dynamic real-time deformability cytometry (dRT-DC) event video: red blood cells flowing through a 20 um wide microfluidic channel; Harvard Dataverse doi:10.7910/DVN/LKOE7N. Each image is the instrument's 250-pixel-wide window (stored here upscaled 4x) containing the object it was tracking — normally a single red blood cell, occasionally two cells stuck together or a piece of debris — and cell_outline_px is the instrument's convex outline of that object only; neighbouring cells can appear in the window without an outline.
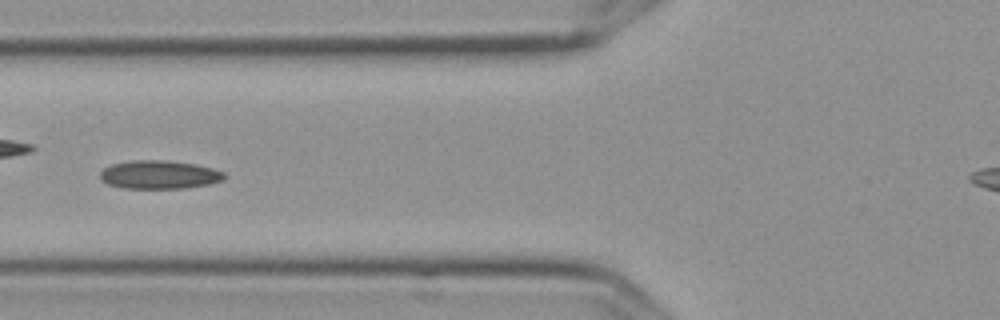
{"species": "Egyptian fruit bat (a non-hibernating species)", "species_latin": "Rousettus aegyptiacus", "temperature_condition": "cold", "stored_images_in_passage": 8, "camera_frame_rate_fps": 3000, "um_per_image_px": 0.085, "frame": {"image": 1, "passage_image": 6, "time_ms": 1.667, "image_size_px": [1000, 320], "cell_outline_px": [[228, 176], [224, 180], [208, 184], [184, 188], [124, 188], [108, 184], [100, 180], [100, 172], [104, 168], [112, 164], [132, 160], [164, 160], [196, 164], [212, 168], [224, 172]], "centroid_in_image_um": [13.55, 14.84], "position_along_channel_um": 112.2, "area_um2": 20.63}}
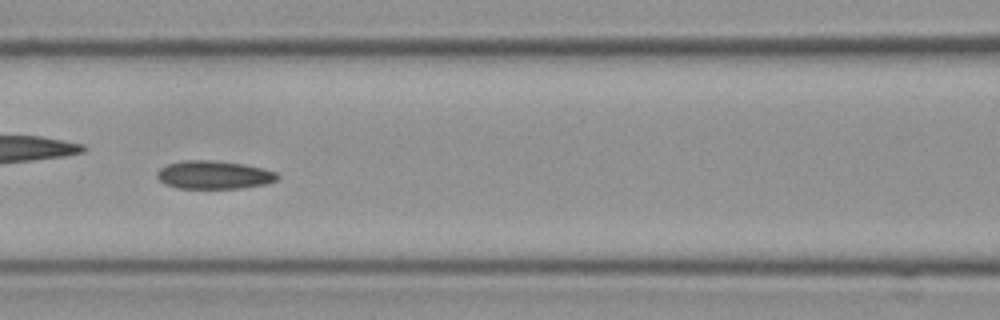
{"frame": {"image": 2, "passage_image": 7, "time_ms": 2.0, "image_size_px": [1000, 320], "cell_outline_px": [[280, 176], [276, 180], [268, 184], [240, 188], [176, 188], [164, 184], [156, 176], [156, 172], [160, 168], [168, 164], [184, 160], [208, 160], [244, 164], [264, 168], [276, 172]], "centroid_in_image_um": [18.19, 14.87], "position_along_channel_um": 148.4, "area_um2": 19.88}}
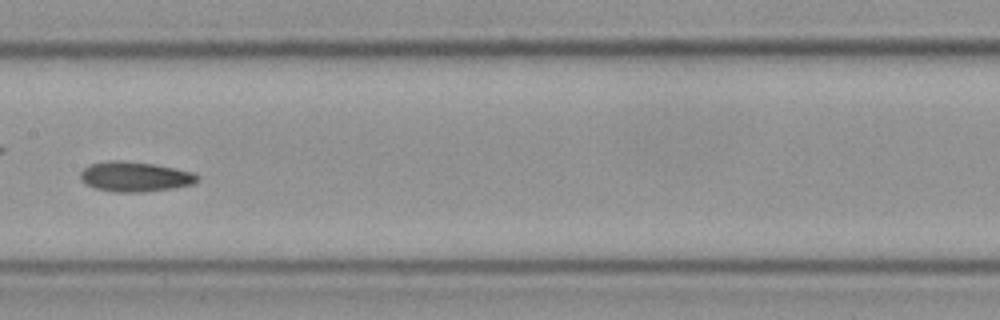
{"frame": {"image": 3, "passage_image": 8, "time_ms": 2.333, "image_size_px": [1000, 320], "cell_outline_px": [[200, 180], [192, 184], [172, 188], [140, 192], [116, 192], [96, 188], [84, 184], [80, 180], [80, 172], [88, 164], [108, 160], [124, 160], [152, 164], [192, 172], [200, 176]], "centroid_in_image_um": [11.42, 15.01], "position_along_channel_um": 196.0, "area_um2": 20.46}}